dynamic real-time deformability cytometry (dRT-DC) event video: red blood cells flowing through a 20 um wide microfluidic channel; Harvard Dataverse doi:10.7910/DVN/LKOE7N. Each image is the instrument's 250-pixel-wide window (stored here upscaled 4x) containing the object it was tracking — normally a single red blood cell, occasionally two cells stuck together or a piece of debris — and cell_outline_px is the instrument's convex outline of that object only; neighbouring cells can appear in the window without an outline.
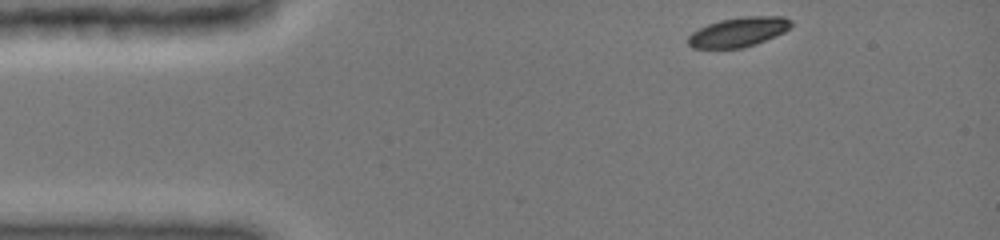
{"species": "common noctule bat (a hibernating species)", "species_latin": "Nyctalus noctula", "temperature_condition": "cold", "stored_images_in_passage": 39, "camera_frame_rate_fps": 3000, "um_per_image_px": 0.085, "animal": {"sex": "female", "body_mass_g": 19.0, "forearm_length_mm": 51.5}, "frame": {"image": 1, "passage_image": 1, "time_ms": 0.0, "image_size_px": [1000, 240], "cell_outline_px": [[792, 24], [784, 32], [756, 44], [744, 48], [692, 48], [688, 44], [688, 36], [692, 32], [708, 24], [720, 20], [744, 16], [784, 16], [792, 20]], "centroid_in_image_um": [62.77, 2.72], "position_along_channel_um": 22.2, "area_um2": 17.74}}
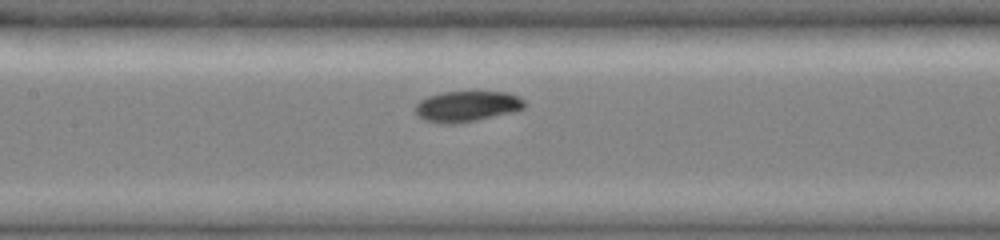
{"frame": {"image": 2, "passage_image": 17, "time_ms": 5.333, "image_size_px": [1000, 240], "cell_outline_px": [[524, 108], [516, 112], [460, 124], [444, 124], [424, 120], [416, 116], [416, 104], [420, 100], [428, 96], [440, 92], [508, 92], [524, 100]], "centroid_in_image_um": [39.68, 9.06], "position_along_channel_um": 167.7, "area_um2": 19.83}}
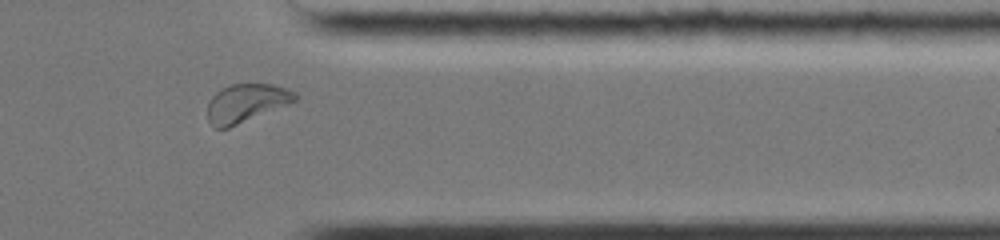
{"frame": {"image": 3, "passage_image": 34, "time_ms": 11.0, "image_size_px": [1000, 240], "cell_outline_px": [[300, 96], [296, 100], [288, 104], [228, 128], [216, 128], [208, 120], [208, 104], [212, 96], [216, 92], [232, 84], [272, 84], [288, 88], [296, 92]], "centroid_in_image_um": [20.96, 8.74], "position_along_channel_um": 390.4, "area_um2": 19.36}, "authors_computed_cell_mechanics": {"area_um2": 18.9584, "velocity_mm_per_s": 3.9357, "shape_relaxation_time_tau1_ms": 1.506, "shape_relaxation_time_tau2_ms": 8.3666, "deformation_change_tau1": 0.1007, "deformation_change_tau2": 0.1198}}